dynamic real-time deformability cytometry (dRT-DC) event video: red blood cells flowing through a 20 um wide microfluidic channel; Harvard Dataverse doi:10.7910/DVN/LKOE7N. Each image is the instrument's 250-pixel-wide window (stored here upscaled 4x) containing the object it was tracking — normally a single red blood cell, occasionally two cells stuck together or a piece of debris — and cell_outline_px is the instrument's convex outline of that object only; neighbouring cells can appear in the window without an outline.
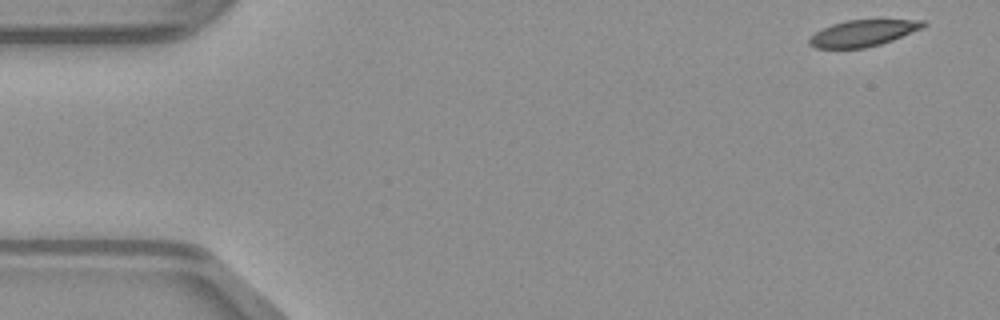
{"species": "common noctule bat (a hibernating species)", "species_latin": "Nyctalus noctula", "temperature_condition": "warm", "stored_images_in_passage": 10, "camera_frame_rate_fps": 3000, "um_per_image_px": 0.085, "animal": {"sex": "male", "body_mass_g": 23.1, "forearm_length_mm": 52.7}, "frame": {"image": 1, "passage_image": 1, "time_ms": 0.0, "image_size_px": [1000, 320], "cell_outline_px": [[928, 24], [924, 28], [892, 40], [880, 44], [864, 48], [816, 48], [808, 44], [808, 40], [816, 32], [832, 24], [848, 20], [924, 20]], "centroid_in_image_um": [73.39, 2.82], "position_along_channel_um": 11.6, "area_um2": 17.4}}